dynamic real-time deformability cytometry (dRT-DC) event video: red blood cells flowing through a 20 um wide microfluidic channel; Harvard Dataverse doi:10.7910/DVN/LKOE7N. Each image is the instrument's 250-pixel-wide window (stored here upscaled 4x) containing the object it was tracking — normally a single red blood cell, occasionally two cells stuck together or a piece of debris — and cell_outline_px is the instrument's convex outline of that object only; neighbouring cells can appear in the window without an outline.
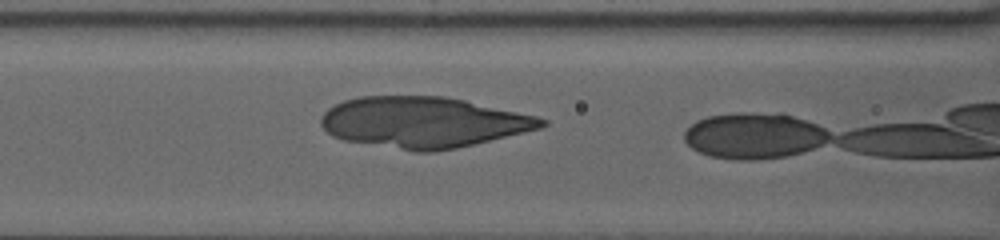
{"species": "human", "species_latin": "Homo sapiens", "temperature_condition": "warm", "stored_images_in_passage": 16, "camera_frame_rate_fps": 3000, "um_per_image_px": 0.085, "donor": {"sex": "female"}, "frame": {"image": 1, "passage_image": 10, "time_ms": 3.0, "image_size_px": [1000, 240], "cell_outline_px": [[548, 124], [540, 128], [456, 148], [432, 152], [416, 152], [344, 140], [332, 136], [320, 124], [320, 116], [328, 108], [344, 100], [360, 96], [444, 96], [464, 100], [536, 116], [548, 120]], "centroid_in_image_um": [35.94, 10.39], "position_along_channel_um": 130.7, "area_um2": 65.14}}